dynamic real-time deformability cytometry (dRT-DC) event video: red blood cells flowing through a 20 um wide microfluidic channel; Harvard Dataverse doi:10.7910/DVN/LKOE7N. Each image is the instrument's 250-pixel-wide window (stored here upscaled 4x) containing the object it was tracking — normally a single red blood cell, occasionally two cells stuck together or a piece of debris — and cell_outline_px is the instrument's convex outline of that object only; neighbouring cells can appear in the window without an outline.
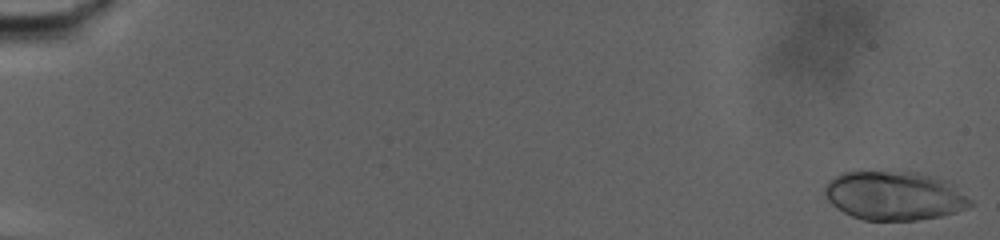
{"species": "human", "species_latin": "Homo sapiens", "temperature_condition": "warm", "stored_images_in_passage": 75, "camera_frame_rate_fps": 3000, "um_per_image_px": 0.085, "donor": {"sex": "male"}, "frame": {"image": 1, "passage_image": 1, "time_ms": 0.0, "image_size_px": [1000, 240], "cell_outline_px": [[972, 204], [968, 208], [956, 212], [940, 216], [916, 220], [864, 220], [852, 216], [844, 212], [832, 204], [824, 196], [824, 184], [828, 180], [844, 172], [920, 172], [936, 176], [952, 184], [972, 200]], "centroid_in_image_um": [76.02, 16.63], "position_along_channel_um": 9.0, "area_um2": 41.5}}
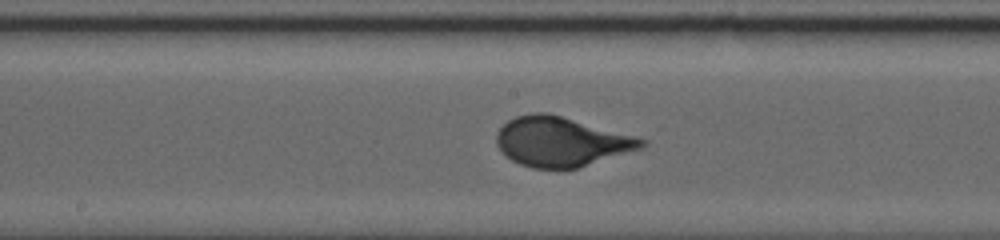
{"frame": {"image": 2, "passage_image": 42, "time_ms": 13.667, "image_size_px": [1000, 240], "cell_outline_px": [[648, 144], [644, 148], [576, 168], [532, 168], [520, 164], [512, 160], [496, 144], [496, 132], [508, 120], [516, 116], [532, 112], [548, 112], [636, 136], [648, 140]], "centroid_in_image_um": [47.73, 12.02], "position_along_channel_um": 200.5, "area_um2": 41.91}}
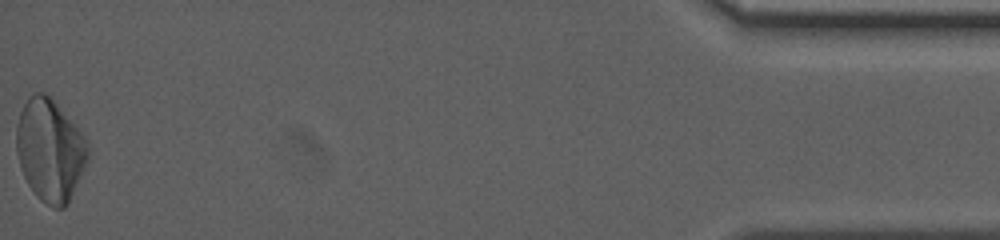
{"frame": {"image": 3, "passage_image": 75, "time_ms": 24.667, "image_size_px": [1000, 240], "cell_outline_px": [[88, 160], [68, 204], [64, 208], [52, 208], [40, 200], [36, 196], [28, 184], [20, 168], [16, 152], [16, 128], [20, 112], [28, 96], [36, 92], [44, 92], [56, 104], [88, 140]], "centroid_in_image_um": [4.24, 12.79], "position_along_channel_um": 431.0, "area_um2": 42.54}, "authors_computed_cell_mechanics": {"area_um2": 40.2288, "velocity_mm_per_s": 2.8584, "shape_relaxation_time_tau1_ms": 5.8356, "shape_relaxation_time_tau2_ms": null, "deformation_change_tau1": 0.1933, "deformation_change_tau2": null}}